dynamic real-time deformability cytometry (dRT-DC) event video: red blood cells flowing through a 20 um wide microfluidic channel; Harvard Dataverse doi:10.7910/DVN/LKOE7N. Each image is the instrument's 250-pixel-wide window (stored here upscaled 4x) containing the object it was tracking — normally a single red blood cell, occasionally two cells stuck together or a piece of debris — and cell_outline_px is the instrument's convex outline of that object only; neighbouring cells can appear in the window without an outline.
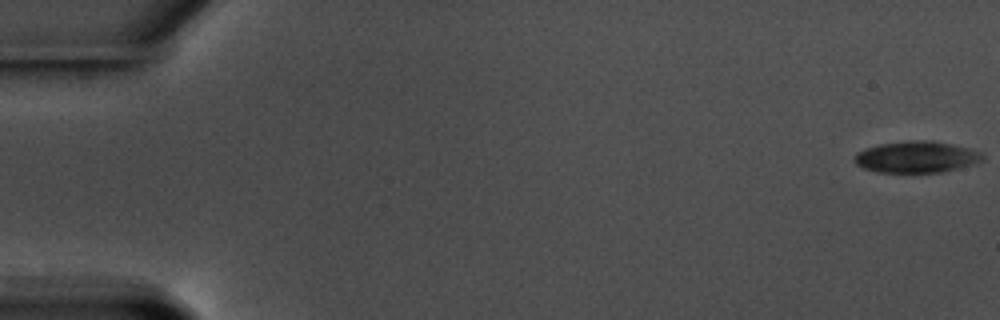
{"species": "common noctule bat (a hibernating species)", "species_latin": "Nyctalus noctula", "temperature_condition": "warm", "stored_images_in_passage": 58, "camera_frame_rate_fps": 3000, "um_per_image_px": 0.085, "animal": {"sex": "male", "body_mass_g": 17.5, "forearm_length_mm": 52.3}, "frame": {"image": 1, "passage_image": 1, "time_ms": 0.0, "image_size_px": [1000, 320], "cell_outline_px": [[984, 160], [976, 164], [944, 172], [876, 172], [864, 168], [856, 164], [852, 160], [856, 152], [864, 148], [880, 144], [908, 140], [932, 140], [972, 148], [984, 152]], "centroid_in_image_um": [77.94, 13.33], "position_along_channel_um": 7.1, "area_um2": 24.04}}
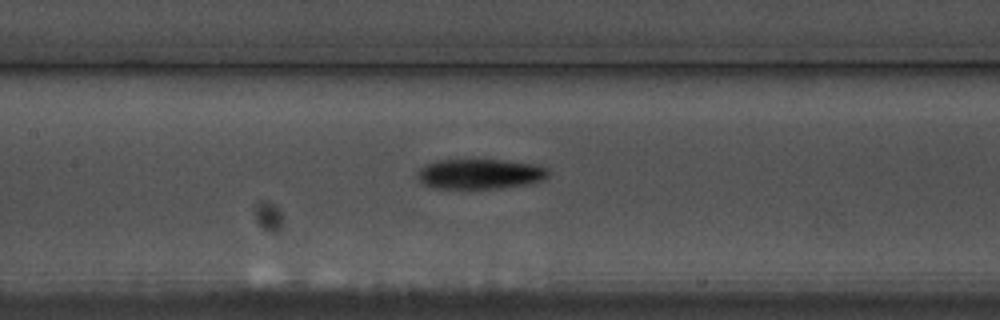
{"frame": {"image": 2, "passage_image": 28, "time_ms": 9.0, "image_size_px": [1000, 320], "cell_outline_px": [[548, 176], [544, 180], [524, 184], [492, 188], [432, 188], [424, 184], [416, 176], [416, 172], [424, 164], [440, 160], [508, 160], [536, 164], [548, 168]], "centroid_in_image_um": [40.78, 14.77], "position_along_channel_um": 166.6, "area_um2": 22.89}}
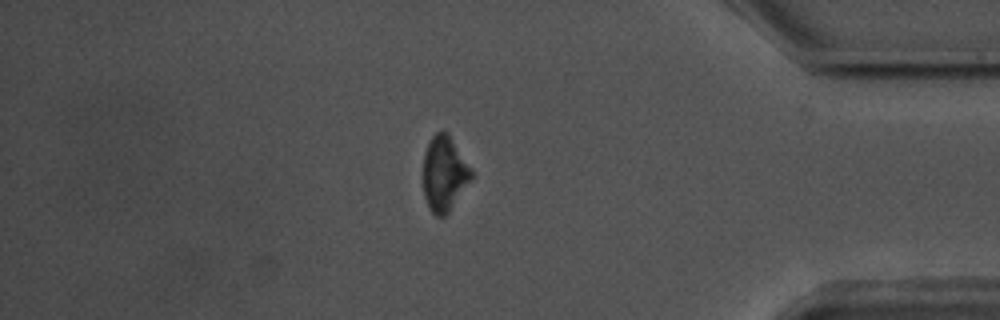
{"frame": {"image": 3, "passage_image": 50, "time_ms": 16.333, "image_size_px": [1000, 320], "cell_outline_px": [[472, 176], [448, 212], [444, 216], [436, 216], [428, 208], [424, 196], [420, 176], [424, 152], [432, 136], [436, 132], [448, 132], [472, 168]], "centroid_in_image_um": [37.7, 14.74], "position_along_channel_um": 397.5, "area_um2": 21.39}, "authors_computed_cell_mechanics": {"area_um2": 22.9755, "velocity_mm_per_s": 3.5546, "shape_relaxation_time_tau1_ms": 1.8709, "shape_relaxation_time_tau2_ms": null, "deformation_change_tau1": 0.0869, "deformation_change_tau2": null}}